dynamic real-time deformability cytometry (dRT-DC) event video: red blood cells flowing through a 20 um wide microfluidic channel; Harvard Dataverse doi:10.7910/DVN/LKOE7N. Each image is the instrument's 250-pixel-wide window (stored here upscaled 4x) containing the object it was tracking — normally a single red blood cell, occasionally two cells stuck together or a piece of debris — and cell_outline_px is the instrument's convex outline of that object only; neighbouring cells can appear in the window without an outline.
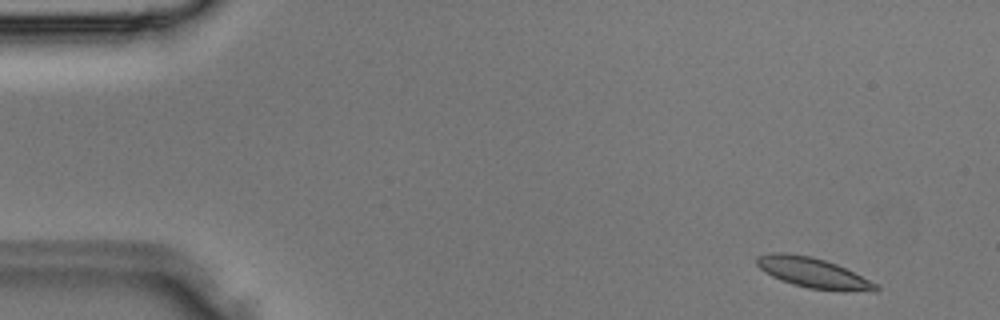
{"species": "Egyptian fruit bat (a non-hibernating species)", "species_latin": "Rousettus aegyptiacus", "temperature_condition": "room temperature", "stored_images_in_passage": 36, "camera_frame_rate_fps": 3000, "um_per_image_px": 0.085, "animal": {"sex": "male"}, "frame": {"image": 1, "passage_image": 1, "time_ms": 0.0, "image_size_px": [1000, 320], "cell_outline_px": [[880, 288], [876, 292], [844, 292], [808, 288], [792, 284], [780, 280], [764, 272], [756, 264], [756, 256], [772, 252], [784, 252], [812, 256], [836, 264], [876, 284]], "centroid_in_image_um": [69.1, 23.2], "position_along_channel_um": 15.9, "area_um2": 21.1}}
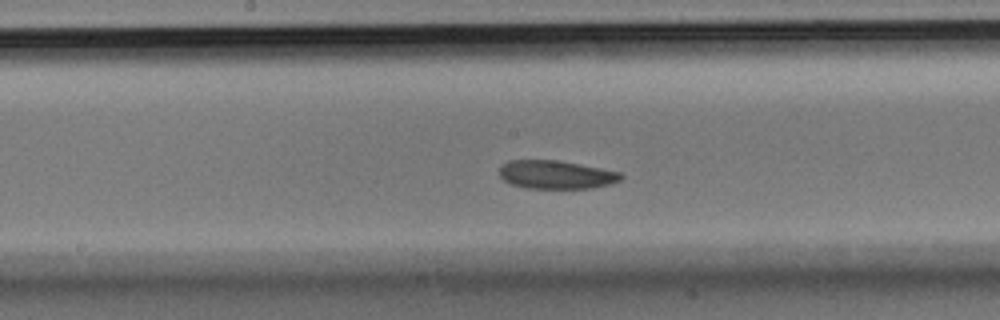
{"frame": {"image": 2, "passage_image": 17, "time_ms": 5.333, "image_size_px": [1000, 320], "cell_outline_px": [[624, 176], [620, 180], [608, 184], [592, 188], [524, 188], [512, 184], [504, 180], [500, 176], [500, 168], [508, 160], [556, 160], [600, 168], [620, 172]], "centroid_in_image_um": [47.25, 14.85], "position_along_channel_um": 200.9, "area_um2": 19.88}}
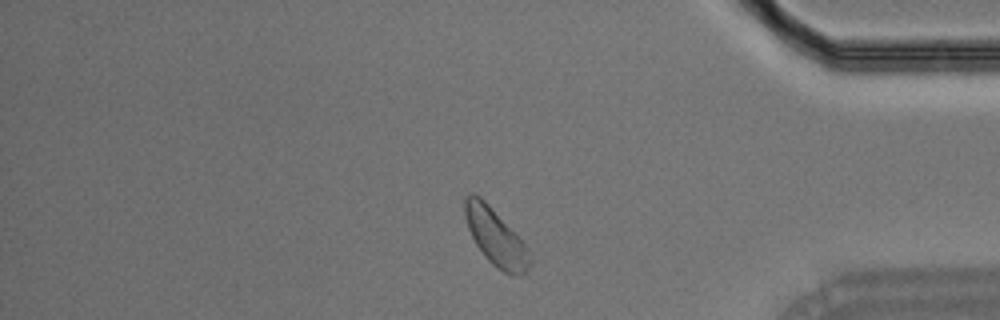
{"frame": {"image": 3, "passage_image": 29, "time_ms": 9.333, "image_size_px": [1000, 320], "cell_outline_px": [[532, 264], [520, 276], [512, 276], [496, 268], [484, 256], [476, 244], [468, 228], [464, 216], [464, 196], [472, 192], [480, 196], [488, 204], [532, 252]], "centroid_in_image_um": [42.14, 20.18], "position_along_channel_um": 393.1, "area_um2": 21.56}}